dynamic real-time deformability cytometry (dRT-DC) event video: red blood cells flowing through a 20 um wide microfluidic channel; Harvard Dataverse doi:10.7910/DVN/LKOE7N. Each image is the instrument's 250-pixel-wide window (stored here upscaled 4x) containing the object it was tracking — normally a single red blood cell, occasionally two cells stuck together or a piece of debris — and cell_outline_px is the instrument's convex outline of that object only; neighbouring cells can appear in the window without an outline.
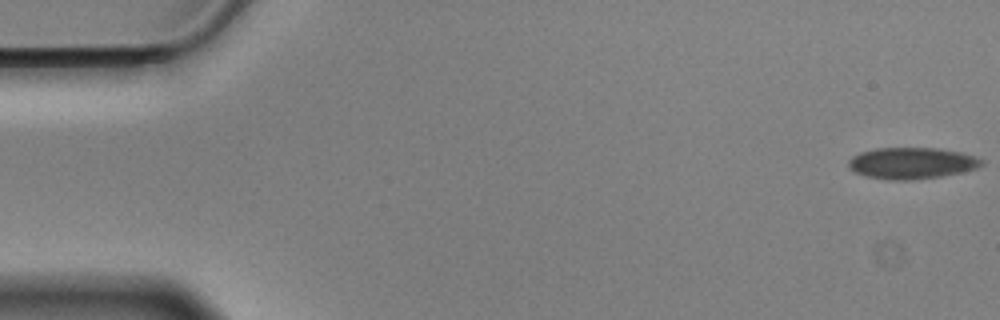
{"species": "Egyptian fruit bat (a non-hibernating species)", "species_latin": "Rousettus aegyptiacus", "temperature_condition": "cold", "stored_images_in_passage": 57, "camera_frame_rate_fps": 3000, "um_per_image_px": 0.085, "animal": {"sex": "male"}, "frame": {"image": 1, "passage_image": 1, "time_ms": 0.0, "image_size_px": [1000, 320], "cell_outline_px": [[984, 164], [976, 168], [960, 172], [940, 176], [912, 180], [888, 180], [868, 176], [856, 172], [848, 168], [848, 160], [852, 156], [860, 152], [876, 148], [936, 148], [960, 152], [984, 160]], "centroid_in_image_um": [77.46, 13.86], "position_along_channel_um": 7.5, "area_um2": 24.22}}
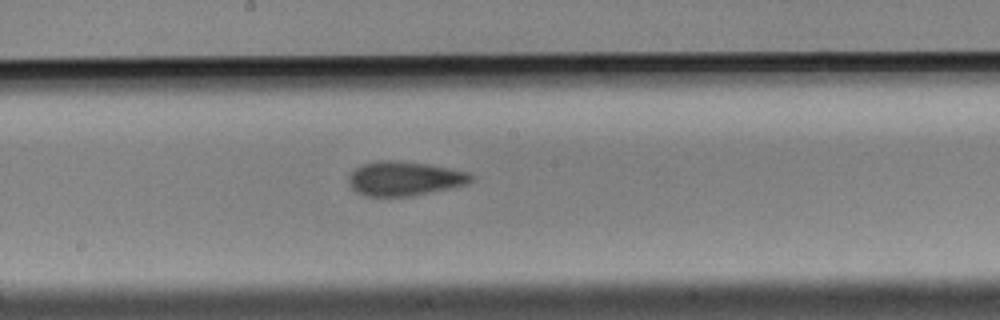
{"frame": {"image": 2, "passage_image": 30, "time_ms": 9.667, "image_size_px": [1000, 320], "cell_outline_px": [[476, 180], [468, 184], [452, 188], [412, 196], [364, 196], [356, 192], [348, 184], [348, 176], [356, 168], [364, 164], [380, 160], [392, 160], [428, 164], [468, 172], [476, 176]], "centroid_in_image_um": [34.42, 15.19], "position_along_channel_um": 213.8, "area_um2": 24.68}}
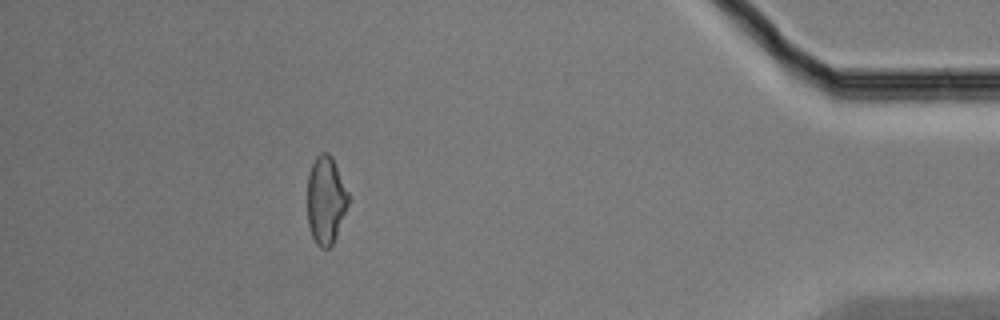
{"frame": {"image": 3, "passage_image": 51, "time_ms": 16.667, "image_size_px": [1000, 320], "cell_outline_px": [[348, 204], [336, 236], [332, 244], [328, 248], [320, 248], [316, 244], [312, 236], [308, 224], [308, 176], [312, 164], [316, 156], [320, 152], [328, 152], [332, 156], [336, 164], [348, 192]], "centroid_in_image_um": [27.69, 16.99], "position_along_channel_um": 407.5, "area_um2": 20.87}, "authors_computed_cell_mechanics": {"area_um2": 23.8136, "velocity_mm_per_s": 3.507, "shape_relaxation_time_tau1_ms": 3.938, "shape_relaxation_time_tau2_ms": 3.5893, "deformation_change_tau1": 0.093, "deformation_change_tau2": 0.1133}}